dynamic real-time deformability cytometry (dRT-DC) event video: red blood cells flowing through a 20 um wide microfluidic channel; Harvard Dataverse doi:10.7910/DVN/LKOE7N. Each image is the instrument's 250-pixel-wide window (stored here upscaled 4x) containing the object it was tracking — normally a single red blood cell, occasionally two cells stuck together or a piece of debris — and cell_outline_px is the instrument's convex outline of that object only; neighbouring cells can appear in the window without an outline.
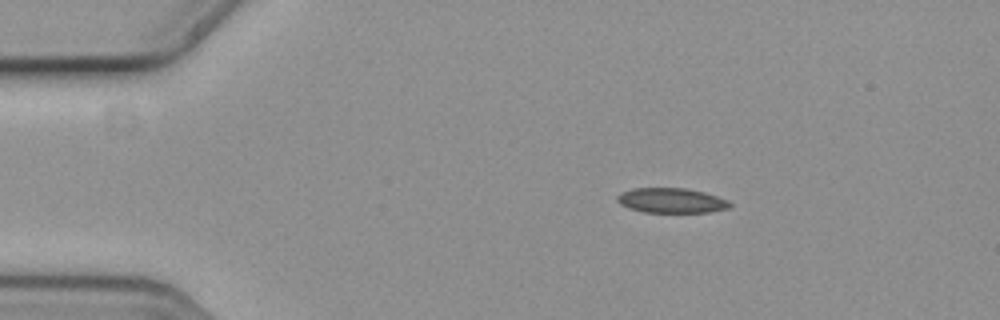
{"species": "common noctule bat (a hibernating species)", "species_latin": "Nyctalus noctula", "temperature_condition": "cold", "stored_images_in_passage": 57, "camera_frame_rate_fps": 3000, "um_per_image_px": 0.085, "animal": {"sex": "female", "body_mass_g": 19.3, "forearm_length_mm": 54.1}, "frame": {"image": 1, "passage_image": 10, "time_ms": 3.0, "image_size_px": [1000, 320], "cell_outline_px": [[732, 204], [728, 208], [712, 212], [644, 212], [628, 208], [620, 204], [616, 200], [616, 196], [620, 192], [632, 188], [688, 188], [704, 192], [728, 200]], "centroid_in_image_um": [57.04, 17.04], "position_along_channel_um": 28.0, "area_um2": 16.47}}
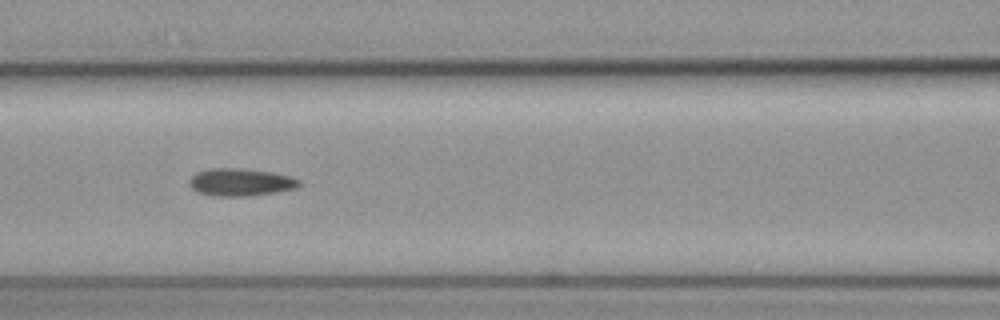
{"frame": {"image": 2, "passage_image": 25, "time_ms": 8.0, "image_size_px": [1000, 320], "cell_outline_px": [[300, 184], [296, 188], [276, 192], [248, 196], [212, 196], [196, 192], [188, 184], [188, 180], [196, 172], [208, 168], [244, 168], [272, 172], [288, 176], [300, 180]], "centroid_in_image_um": [20.39, 15.48], "position_along_channel_um": 146.2, "area_um2": 17.8}}
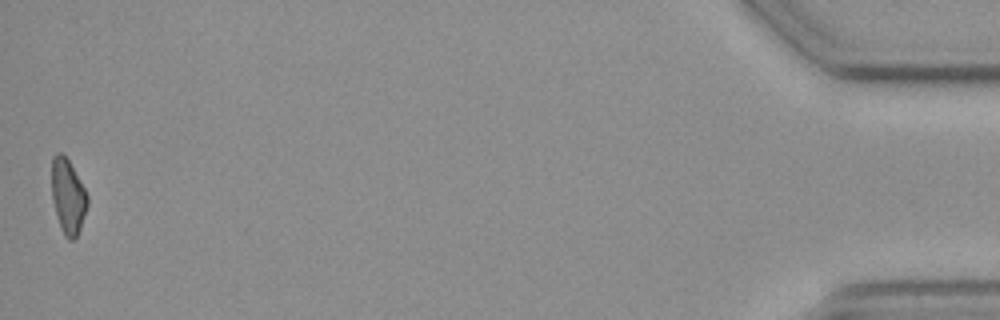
{"frame": {"image": 3, "passage_image": 57, "time_ms": 18.667, "image_size_px": [1000, 320], "cell_outline_px": [[88, 204], [80, 228], [76, 236], [72, 240], [68, 240], [64, 236], [60, 228], [52, 200], [52, 156], [56, 152], [60, 152], [68, 160], [84, 188], [88, 196]], "centroid_in_image_um": [5.76, 16.71], "position_along_channel_um": 429.4, "area_um2": 15.43}, "authors_computed_cell_mechanics": {"area_um2": 16.6464, "velocity_mm_per_s": 3.6062, "shape_relaxation_time_tau1_ms": 4.3047, "shape_relaxation_time_tau2_ms": null, "deformation_change_tau1": 0.0916, "deformation_change_tau2": null}}